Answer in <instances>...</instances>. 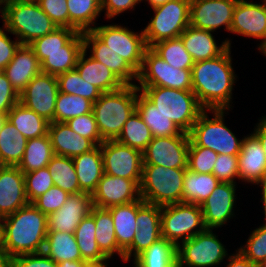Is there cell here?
<instances>
[{"instance_id": "obj_1", "label": "cell", "mask_w": 266, "mask_h": 267, "mask_svg": "<svg viewBox=\"0 0 266 267\" xmlns=\"http://www.w3.org/2000/svg\"><path fill=\"white\" fill-rule=\"evenodd\" d=\"M231 47L209 60L194 62L191 70L192 91L207 110H230L237 75L233 70Z\"/></svg>"}, {"instance_id": "obj_2", "label": "cell", "mask_w": 266, "mask_h": 267, "mask_svg": "<svg viewBox=\"0 0 266 267\" xmlns=\"http://www.w3.org/2000/svg\"><path fill=\"white\" fill-rule=\"evenodd\" d=\"M47 215L28 203L1 223L2 247L10 258L43 252L48 233Z\"/></svg>"}, {"instance_id": "obj_3", "label": "cell", "mask_w": 266, "mask_h": 267, "mask_svg": "<svg viewBox=\"0 0 266 267\" xmlns=\"http://www.w3.org/2000/svg\"><path fill=\"white\" fill-rule=\"evenodd\" d=\"M138 88L124 85L113 92L102 93L93 103L92 112L103 141L116 140L127 119L136 110Z\"/></svg>"}, {"instance_id": "obj_4", "label": "cell", "mask_w": 266, "mask_h": 267, "mask_svg": "<svg viewBox=\"0 0 266 267\" xmlns=\"http://www.w3.org/2000/svg\"><path fill=\"white\" fill-rule=\"evenodd\" d=\"M2 8L3 26L7 32L15 35L21 44H30L58 28L38 2L13 0Z\"/></svg>"}, {"instance_id": "obj_5", "label": "cell", "mask_w": 266, "mask_h": 267, "mask_svg": "<svg viewBox=\"0 0 266 267\" xmlns=\"http://www.w3.org/2000/svg\"><path fill=\"white\" fill-rule=\"evenodd\" d=\"M160 112L170 118L182 132L189 133L205 110L193 91L168 87H137Z\"/></svg>"}, {"instance_id": "obj_6", "label": "cell", "mask_w": 266, "mask_h": 267, "mask_svg": "<svg viewBox=\"0 0 266 267\" xmlns=\"http://www.w3.org/2000/svg\"><path fill=\"white\" fill-rule=\"evenodd\" d=\"M186 169L143 164L141 199L146 203L159 206L183 202V181Z\"/></svg>"}, {"instance_id": "obj_7", "label": "cell", "mask_w": 266, "mask_h": 267, "mask_svg": "<svg viewBox=\"0 0 266 267\" xmlns=\"http://www.w3.org/2000/svg\"><path fill=\"white\" fill-rule=\"evenodd\" d=\"M207 111H211L210 118ZM226 111L205 109L198 117L191 131L189 146H200L213 150L217 154L238 155L241 151L242 141L224 124ZM210 118V119H209Z\"/></svg>"}, {"instance_id": "obj_8", "label": "cell", "mask_w": 266, "mask_h": 267, "mask_svg": "<svg viewBox=\"0 0 266 267\" xmlns=\"http://www.w3.org/2000/svg\"><path fill=\"white\" fill-rule=\"evenodd\" d=\"M152 9L154 16L143 29L147 47L178 38L190 25V0H171Z\"/></svg>"}, {"instance_id": "obj_9", "label": "cell", "mask_w": 266, "mask_h": 267, "mask_svg": "<svg viewBox=\"0 0 266 267\" xmlns=\"http://www.w3.org/2000/svg\"><path fill=\"white\" fill-rule=\"evenodd\" d=\"M205 229L200 205L181 202L161 206V236L176 246Z\"/></svg>"}, {"instance_id": "obj_10", "label": "cell", "mask_w": 266, "mask_h": 267, "mask_svg": "<svg viewBox=\"0 0 266 267\" xmlns=\"http://www.w3.org/2000/svg\"><path fill=\"white\" fill-rule=\"evenodd\" d=\"M217 237L213 229H205L187 241L180 242L177 246V267L220 265L228 253Z\"/></svg>"}, {"instance_id": "obj_11", "label": "cell", "mask_w": 266, "mask_h": 267, "mask_svg": "<svg viewBox=\"0 0 266 267\" xmlns=\"http://www.w3.org/2000/svg\"><path fill=\"white\" fill-rule=\"evenodd\" d=\"M136 87H168L192 91L191 70L170 66L150 47L144 53L143 64L138 72Z\"/></svg>"}, {"instance_id": "obj_12", "label": "cell", "mask_w": 266, "mask_h": 267, "mask_svg": "<svg viewBox=\"0 0 266 267\" xmlns=\"http://www.w3.org/2000/svg\"><path fill=\"white\" fill-rule=\"evenodd\" d=\"M107 47L122 57L137 72L140 71L147 44L144 32L135 33L127 27L109 24L91 30Z\"/></svg>"}, {"instance_id": "obj_13", "label": "cell", "mask_w": 266, "mask_h": 267, "mask_svg": "<svg viewBox=\"0 0 266 267\" xmlns=\"http://www.w3.org/2000/svg\"><path fill=\"white\" fill-rule=\"evenodd\" d=\"M100 148L105 174L134 180L140 186L143 170L141 151L116 140L103 141Z\"/></svg>"}, {"instance_id": "obj_14", "label": "cell", "mask_w": 266, "mask_h": 267, "mask_svg": "<svg viewBox=\"0 0 266 267\" xmlns=\"http://www.w3.org/2000/svg\"><path fill=\"white\" fill-rule=\"evenodd\" d=\"M190 137L186 132L168 137H153L142 152L143 164L168 168H187Z\"/></svg>"}, {"instance_id": "obj_15", "label": "cell", "mask_w": 266, "mask_h": 267, "mask_svg": "<svg viewBox=\"0 0 266 267\" xmlns=\"http://www.w3.org/2000/svg\"><path fill=\"white\" fill-rule=\"evenodd\" d=\"M59 93L56 76L36 75L19 95V102L48 122H54L56 99Z\"/></svg>"}, {"instance_id": "obj_16", "label": "cell", "mask_w": 266, "mask_h": 267, "mask_svg": "<svg viewBox=\"0 0 266 267\" xmlns=\"http://www.w3.org/2000/svg\"><path fill=\"white\" fill-rule=\"evenodd\" d=\"M137 231L132 245L124 252V262L134 259L161 236V206L137 200Z\"/></svg>"}, {"instance_id": "obj_17", "label": "cell", "mask_w": 266, "mask_h": 267, "mask_svg": "<svg viewBox=\"0 0 266 267\" xmlns=\"http://www.w3.org/2000/svg\"><path fill=\"white\" fill-rule=\"evenodd\" d=\"M238 0H190V26L214 32L224 26L231 29Z\"/></svg>"}, {"instance_id": "obj_18", "label": "cell", "mask_w": 266, "mask_h": 267, "mask_svg": "<svg viewBox=\"0 0 266 267\" xmlns=\"http://www.w3.org/2000/svg\"><path fill=\"white\" fill-rule=\"evenodd\" d=\"M140 198V186L134 180L105 173L92 193L93 205L101 208L127 204Z\"/></svg>"}, {"instance_id": "obj_19", "label": "cell", "mask_w": 266, "mask_h": 267, "mask_svg": "<svg viewBox=\"0 0 266 267\" xmlns=\"http://www.w3.org/2000/svg\"><path fill=\"white\" fill-rule=\"evenodd\" d=\"M231 33L261 39L258 50L266 44V2L238 0L234 9Z\"/></svg>"}, {"instance_id": "obj_20", "label": "cell", "mask_w": 266, "mask_h": 267, "mask_svg": "<svg viewBox=\"0 0 266 267\" xmlns=\"http://www.w3.org/2000/svg\"><path fill=\"white\" fill-rule=\"evenodd\" d=\"M236 184L220 182L200 205L206 229L222 227L235 216Z\"/></svg>"}, {"instance_id": "obj_21", "label": "cell", "mask_w": 266, "mask_h": 267, "mask_svg": "<svg viewBox=\"0 0 266 267\" xmlns=\"http://www.w3.org/2000/svg\"><path fill=\"white\" fill-rule=\"evenodd\" d=\"M92 206V194H70L60 209L47 216L48 231L74 234L79 223L90 214Z\"/></svg>"}, {"instance_id": "obj_22", "label": "cell", "mask_w": 266, "mask_h": 267, "mask_svg": "<svg viewBox=\"0 0 266 267\" xmlns=\"http://www.w3.org/2000/svg\"><path fill=\"white\" fill-rule=\"evenodd\" d=\"M29 203L24 173L17 166L0 169V216L4 218Z\"/></svg>"}, {"instance_id": "obj_23", "label": "cell", "mask_w": 266, "mask_h": 267, "mask_svg": "<svg viewBox=\"0 0 266 267\" xmlns=\"http://www.w3.org/2000/svg\"><path fill=\"white\" fill-rule=\"evenodd\" d=\"M83 35V48H89L91 57L105 65L125 85H133L132 80L137 81L138 72L122 57L107 47L92 31H86Z\"/></svg>"}, {"instance_id": "obj_24", "label": "cell", "mask_w": 266, "mask_h": 267, "mask_svg": "<svg viewBox=\"0 0 266 267\" xmlns=\"http://www.w3.org/2000/svg\"><path fill=\"white\" fill-rule=\"evenodd\" d=\"M239 159V180L258 184L266 179V152L251 133L243 137Z\"/></svg>"}, {"instance_id": "obj_25", "label": "cell", "mask_w": 266, "mask_h": 267, "mask_svg": "<svg viewBox=\"0 0 266 267\" xmlns=\"http://www.w3.org/2000/svg\"><path fill=\"white\" fill-rule=\"evenodd\" d=\"M40 63L44 61V53L82 52L83 35L74 29L58 27L53 32L39 37L28 44Z\"/></svg>"}, {"instance_id": "obj_26", "label": "cell", "mask_w": 266, "mask_h": 267, "mask_svg": "<svg viewBox=\"0 0 266 267\" xmlns=\"http://www.w3.org/2000/svg\"><path fill=\"white\" fill-rule=\"evenodd\" d=\"M3 72L20 95L29 82L42 70L41 63L32 48L28 44H21Z\"/></svg>"}, {"instance_id": "obj_27", "label": "cell", "mask_w": 266, "mask_h": 267, "mask_svg": "<svg viewBox=\"0 0 266 267\" xmlns=\"http://www.w3.org/2000/svg\"><path fill=\"white\" fill-rule=\"evenodd\" d=\"M48 135L55 155L73 158L96 146L90 139L73 131L66 122H50Z\"/></svg>"}, {"instance_id": "obj_28", "label": "cell", "mask_w": 266, "mask_h": 267, "mask_svg": "<svg viewBox=\"0 0 266 267\" xmlns=\"http://www.w3.org/2000/svg\"><path fill=\"white\" fill-rule=\"evenodd\" d=\"M212 33L189 25L179 36L194 62L216 58L231 47V40L228 39L217 46Z\"/></svg>"}, {"instance_id": "obj_29", "label": "cell", "mask_w": 266, "mask_h": 267, "mask_svg": "<svg viewBox=\"0 0 266 267\" xmlns=\"http://www.w3.org/2000/svg\"><path fill=\"white\" fill-rule=\"evenodd\" d=\"M86 53L87 50L83 49L78 57L75 68L83 80L94 85L102 93L117 91L125 85L105 65L91 56L86 58Z\"/></svg>"}, {"instance_id": "obj_30", "label": "cell", "mask_w": 266, "mask_h": 267, "mask_svg": "<svg viewBox=\"0 0 266 267\" xmlns=\"http://www.w3.org/2000/svg\"><path fill=\"white\" fill-rule=\"evenodd\" d=\"M80 190L92 194L104 174L100 145L72 158Z\"/></svg>"}, {"instance_id": "obj_31", "label": "cell", "mask_w": 266, "mask_h": 267, "mask_svg": "<svg viewBox=\"0 0 266 267\" xmlns=\"http://www.w3.org/2000/svg\"><path fill=\"white\" fill-rule=\"evenodd\" d=\"M136 110L145 124L150 128L153 137H168L182 133L180 128L170 118L160 112L153 102L139 89Z\"/></svg>"}, {"instance_id": "obj_32", "label": "cell", "mask_w": 266, "mask_h": 267, "mask_svg": "<svg viewBox=\"0 0 266 267\" xmlns=\"http://www.w3.org/2000/svg\"><path fill=\"white\" fill-rule=\"evenodd\" d=\"M108 209L113 219L118 247L124 253L132 245L137 231V200Z\"/></svg>"}, {"instance_id": "obj_33", "label": "cell", "mask_w": 266, "mask_h": 267, "mask_svg": "<svg viewBox=\"0 0 266 267\" xmlns=\"http://www.w3.org/2000/svg\"><path fill=\"white\" fill-rule=\"evenodd\" d=\"M90 215L95 220V240L101 252L108 259H111L114 253H117L124 262V253L118 247L113 219L109 209L93 205Z\"/></svg>"}, {"instance_id": "obj_34", "label": "cell", "mask_w": 266, "mask_h": 267, "mask_svg": "<svg viewBox=\"0 0 266 267\" xmlns=\"http://www.w3.org/2000/svg\"><path fill=\"white\" fill-rule=\"evenodd\" d=\"M7 120L26 139L39 138L48 134L50 122L39 116L36 112L26 108L20 102L7 113Z\"/></svg>"}, {"instance_id": "obj_35", "label": "cell", "mask_w": 266, "mask_h": 267, "mask_svg": "<svg viewBox=\"0 0 266 267\" xmlns=\"http://www.w3.org/2000/svg\"><path fill=\"white\" fill-rule=\"evenodd\" d=\"M43 252L56 263L83 260L75 234L64 231H48Z\"/></svg>"}, {"instance_id": "obj_36", "label": "cell", "mask_w": 266, "mask_h": 267, "mask_svg": "<svg viewBox=\"0 0 266 267\" xmlns=\"http://www.w3.org/2000/svg\"><path fill=\"white\" fill-rule=\"evenodd\" d=\"M27 140L16 127L6 120L0 130V160L4 166H18L21 162Z\"/></svg>"}, {"instance_id": "obj_37", "label": "cell", "mask_w": 266, "mask_h": 267, "mask_svg": "<svg viewBox=\"0 0 266 267\" xmlns=\"http://www.w3.org/2000/svg\"><path fill=\"white\" fill-rule=\"evenodd\" d=\"M133 260L134 267H177V246L160 238Z\"/></svg>"}, {"instance_id": "obj_38", "label": "cell", "mask_w": 266, "mask_h": 267, "mask_svg": "<svg viewBox=\"0 0 266 267\" xmlns=\"http://www.w3.org/2000/svg\"><path fill=\"white\" fill-rule=\"evenodd\" d=\"M220 181L213 174L195 173L186 169L183 181V202L201 205Z\"/></svg>"}, {"instance_id": "obj_39", "label": "cell", "mask_w": 266, "mask_h": 267, "mask_svg": "<svg viewBox=\"0 0 266 267\" xmlns=\"http://www.w3.org/2000/svg\"><path fill=\"white\" fill-rule=\"evenodd\" d=\"M49 135L28 139L23 158L17 166L23 173L47 167L54 156Z\"/></svg>"}, {"instance_id": "obj_40", "label": "cell", "mask_w": 266, "mask_h": 267, "mask_svg": "<svg viewBox=\"0 0 266 267\" xmlns=\"http://www.w3.org/2000/svg\"><path fill=\"white\" fill-rule=\"evenodd\" d=\"M67 7L70 29L82 33L93 30V25H96L95 21L102 12L101 0H67Z\"/></svg>"}, {"instance_id": "obj_41", "label": "cell", "mask_w": 266, "mask_h": 267, "mask_svg": "<svg viewBox=\"0 0 266 267\" xmlns=\"http://www.w3.org/2000/svg\"><path fill=\"white\" fill-rule=\"evenodd\" d=\"M95 228V220L89 214L79 223L74 233L82 259L88 263L110 260L101 252L95 240Z\"/></svg>"}, {"instance_id": "obj_42", "label": "cell", "mask_w": 266, "mask_h": 267, "mask_svg": "<svg viewBox=\"0 0 266 267\" xmlns=\"http://www.w3.org/2000/svg\"><path fill=\"white\" fill-rule=\"evenodd\" d=\"M55 186L69 194L82 192L78 184L73 159L60 155H54L47 165Z\"/></svg>"}, {"instance_id": "obj_43", "label": "cell", "mask_w": 266, "mask_h": 267, "mask_svg": "<svg viewBox=\"0 0 266 267\" xmlns=\"http://www.w3.org/2000/svg\"><path fill=\"white\" fill-rule=\"evenodd\" d=\"M150 128L135 110L125 122L117 142L143 152L152 140Z\"/></svg>"}, {"instance_id": "obj_44", "label": "cell", "mask_w": 266, "mask_h": 267, "mask_svg": "<svg viewBox=\"0 0 266 267\" xmlns=\"http://www.w3.org/2000/svg\"><path fill=\"white\" fill-rule=\"evenodd\" d=\"M158 56L176 69L192 70L194 61L180 37L159 41L150 47Z\"/></svg>"}, {"instance_id": "obj_45", "label": "cell", "mask_w": 266, "mask_h": 267, "mask_svg": "<svg viewBox=\"0 0 266 267\" xmlns=\"http://www.w3.org/2000/svg\"><path fill=\"white\" fill-rule=\"evenodd\" d=\"M93 102L81 96L58 93L54 122H67L69 119L92 112Z\"/></svg>"}, {"instance_id": "obj_46", "label": "cell", "mask_w": 266, "mask_h": 267, "mask_svg": "<svg viewBox=\"0 0 266 267\" xmlns=\"http://www.w3.org/2000/svg\"><path fill=\"white\" fill-rule=\"evenodd\" d=\"M59 92L81 96L95 103L102 92L83 80L76 69L57 76Z\"/></svg>"}, {"instance_id": "obj_47", "label": "cell", "mask_w": 266, "mask_h": 267, "mask_svg": "<svg viewBox=\"0 0 266 267\" xmlns=\"http://www.w3.org/2000/svg\"><path fill=\"white\" fill-rule=\"evenodd\" d=\"M81 52H55L44 53L41 63L43 73L59 76L76 68V63Z\"/></svg>"}, {"instance_id": "obj_48", "label": "cell", "mask_w": 266, "mask_h": 267, "mask_svg": "<svg viewBox=\"0 0 266 267\" xmlns=\"http://www.w3.org/2000/svg\"><path fill=\"white\" fill-rule=\"evenodd\" d=\"M238 251L257 266L266 260V222L252 231L245 246Z\"/></svg>"}, {"instance_id": "obj_49", "label": "cell", "mask_w": 266, "mask_h": 267, "mask_svg": "<svg viewBox=\"0 0 266 267\" xmlns=\"http://www.w3.org/2000/svg\"><path fill=\"white\" fill-rule=\"evenodd\" d=\"M26 196L29 203H32L37 197L46 193L49 188L54 186V182L47 167L24 173Z\"/></svg>"}, {"instance_id": "obj_50", "label": "cell", "mask_w": 266, "mask_h": 267, "mask_svg": "<svg viewBox=\"0 0 266 267\" xmlns=\"http://www.w3.org/2000/svg\"><path fill=\"white\" fill-rule=\"evenodd\" d=\"M218 154L200 146H189L187 169L195 173L212 174Z\"/></svg>"}, {"instance_id": "obj_51", "label": "cell", "mask_w": 266, "mask_h": 267, "mask_svg": "<svg viewBox=\"0 0 266 267\" xmlns=\"http://www.w3.org/2000/svg\"><path fill=\"white\" fill-rule=\"evenodd\" d=\"M66 123L73 131L90 139L95 145L103 142L93 112L71 118Z\"/></svg>"}, {"instance_id": "obj_52", "label": "cell", "mask_w": 266, "mask_h": 267, "mask_svg": "<svg viewBox=\"0 0 266 267\" xmlns=\"http://www.w3.org/2000/svg\"><path fill=\"white\" fill-rule=\"evenodd\" d=\"M212 174L220 182L236 184L234 180L236 178L239 180L238 155L218 154Z\"/></svg>"}, {"instance_id": "obj_53", "label": "cell", "mask_w": 266, "mask_h": 267, "mask_svg": "<svg viewBox=\"0 0 266 267\" xmlns=\"http://www.w3.org/2000/svg\"><path fill=\"white\" fill-rule=\"evenodd\" d=\"M70 194L58 186H52L49 190L37 197L32 203L47 216L56 212L64 204Z\"/></svg>"}, {"instance_id": "obj_54", "label": "cell", "mask_w": 266, "mask_h": 267, "mask_svg": "<svg viewBox=\"0 0 266 267\" xmlns=\"http://www.w3.org/2000/svg\"><path fill=\"white\" fill-rule=\"evenodd\" d=\"M38 4L57 27L70 28L67 0H39Z\"/></svg>"}, {"instance_id": "obj_55", "label": "cell", "mask_w": 266, "mask_h": 267, "mask_svg": "<svg viewBox=\"0 0 266 267\" xmlns=\"http://www.w3.org/2000/svg\"><path fill=\"white\" fill-rule=\"evenodd\" d=\"M10 267H57V263L44 252H39L10 258Z\"/></svg>"}, {"instance_id": "obj_56", "label": "cell", "mask_w": 266, "mask_h": 267, "mask_svg": "<svg viewBox=\"0 0 266 267\" xmlns=\"http://www.w3.org/2000/svg\"><path fill=\"white\" fill-rule=\"evenodd\" d=\"M17 103H19V94L2 71L0 73V112L7 114Z\"/></svg>"}, {"instance_id": "obj_57", "label": "cell", "mask_w": 266, "mask_h": 267, "mask_svg": "<svg viewBox=\"0 0 266 267\" xmlns=\"http://www.w3.org/2000/svg\"><path fill=\"white\" fill-rule=\"evenodd\" d=\"M3 27L4 26H2V28L0 27V69L2 71L13 59L16 50L21 45V42L18 39L12 41L4 32L6 31V28Z\"/></svg>"}, {"instance_id": "obj_58", "label": "cell", "mask_w": 266, "mask_h": 267, "mask_svg": "<svg viewBox=\"0 0 266 267\" xmlns=\"http://www.w3.org/2000/svg\"><path fill=\"white\" fill-rule=\"evenodd\" d=\"M142 0H101L102 11L106 10L105 17L108 19L119 16L124 11L135 8Z\"/></svg>"}, {"instance_id": "obj_59", "label": "cell", "mask_w": 266, "mask_h": 267, "mask_svg": "<svg viewBox=\"0 0 266 267\" xmlns=\"http://www.w3.org/2000/svg\"><path fill=\"white\" fill-rule=\"evenodd\" d=\"M236 251V254H232V256L230 255L228 257L229 263L226 267H258L244 257L238 250Z\"/></svg>"}, {"instance_id": "obj_60", "label": "cell", "mask_w": 266, "mask_h": 267, "mask_svg": "<svg viewBox=\"0 0 266 267\" xmlns=\"http://www.w3.org/2000/svg\"><path fill=\"white\" fill-rule=\"evenodd\" d=\"M259 121L260 122L257 123L258 125H256L253 134L257 137L262 148L266 152V116H262Z\"/></svg>"}, {"instance_id": "obj_61", "label": "cell", "mask_w": 266, "mask_h": 267, "mask_svg": "<svg viewBox=\"0 0 266 267\" xmlns=\"http://www.w3.org/2000/svg\"><path fill=\"white\" fill-rule=\"evenodd\" d=\"M88 264L87 261L84 260H75V261H63L60 263H57V267H86Z\"/></svg>"}, {"instance_id": "obj_62", "label": "cell", "mask_w": 266, "mask_h": 267, "mask_svg": "<svg viewBox=\"0 0 266 267\" xmlns=\"http://www.w3.org/2000/svg\"><path fill=\"white\" fill-rule=\"evenodd\" d=\"M0 267H10V257L3 248H0Z\"/></svg>"}, {"instance_id": "obj_63", "label": "cell", "mask_w": 266, "mask_h": 267, "mask_svg": "<svg viewBox=\"0 0 266 267\" xmlns=\"http://www.w3.org/2000/svg\"><path fill=\"white\" fill-rule=\"evenodd\" d=\"M260 184V185H259ZM257 185H259L260 187L262 186V198L261 200L263 201V205H264V216H265V221H266V179H264L263 181L259 182Z\"/></svg>"}, {"instance_id": "obj_64", "label": "cell", "mask_w": 266, "mask_h": 267, "mask_svg": "<svg viewBox=\"0 0 266 267\" xmlns=\"http://www.w3.org/2000/svg\"><path fill=\"white\" fill-rule=\"evenodd\" d=\"M145 1H148L151 8H154L159 5L166 4L168 1H171V0H145Z\"/></svg>"}, {"instance_id": "obj_65", "label": "cell", "mask_w": 266, "mask_h": 267, "mask_svg": "<svg viewBox=\"0 0 266 267\" xmlns=\"http://www.w3.org/2000/svg\"><path fill=\"white\" fill-rule=\"evenodd\" d=\"M108 260L102 261V262H93V263H88L86 267H107V262Z\"/></svg>"}, {"instance_id": "obj_66", "label": "cell", "mask_w": 266, "mask_h": 267, "mask_svg": "<svg viewBox=\"0 0 266 267\" xmlns=\"http://www.w3.org/2000/svg\"><path fill=\"white\" fill-rule=\"evenodd\" d=\"M7 120V114L6 113H1L0 112V130L2 128V125L4 124V122Z\"/></svg>"}, {"instance_id": "obj_67", "label": "cell", "mask_w": 266, "mask_h": 267, "mask_svg": "<svg viewBox=\"0 0 266 267\" xmlns=\"http://www.w3.org/2000/svg\"><path fill=\"white\" fill-rule=\"evenodd\" d=\"M261 53H263L266 56V44L259 49Z\"/></svg>"}, {"instance_id": "obj_68", "label": "cell", "mask_w": 266, "mask_h": 267, "mask_svg": "<svg viewBox=\"0 0 266 267\" xmlns=\"http://www.w3.org/2000/svg\"><path fill=\"white\" fill-rule=\"evenodd\" d=\"M11 1H13V0H0V4L4 6L5 4H7Z\"/></svg>"}, {"instance_id": "obj_69", "label": "cell", "mask_w": 266, "mask_h": 267, "mask_svg": "<svg viewBox=\"0 0 266 267\" xmlns=\"http://www.w3.org/2000/svg\"><path fill=\"white\" fill-rule=\"evenodd\" d=\"M0 248H3L2 247V236H1V224H0Z\"/></svg>"}, {"instance_id": "obj_70", "label": "cell", "mask_w": 266, "mask_h": 267, "mask_svg": "<svg viewBox=\"0 0 266 267\" xmlns=\"http://www.w3.org/2000/svg\"><path fill=\"white\" fill-rule=\"evenodd\" d=\"M258 267H266V260Z\"/></svg>"}, {"instance_id": "obj_71", "label": "cell", "mask_w": 266, "mask_h": 267, "mask_svg": "<svg viewBox=\"0 0 266 267\" xmlns=\"http://www.w3.org/2000/svg\"><path fill=\"white\" fill-rule=\"evenodd\" d=\"M3 6L0 4V12H1V17H2V8Z\"/></svg>"}, {"instance_id": "obj_72", "label": "cell", "mask_w": 266, "mask_h": 267, "mask_svg": "<svg viewBox=\"0 0 266 267\" xmlns=\"http://www.w3.org/2000/svg\"><path fill=\"white\" fill-rule=\"evenodd\" d=\"M4 165H3V163L1 162V160H0V169L3 167Z\"/></svg>"}, {"instance_id": "obj_73", "label": "cell", "mask_w": 266, "mask_h": 267, "mask_svg": "<svg viewBox=\"0 0 266 267\" xmlns=\"http://www.w3.org/2000/svg\"><path fill=\"white\" fill-rule=\"evenodd\" d=\"M3 218L0 216V224L2 223Z\"/></svg>"}]
</instances>
